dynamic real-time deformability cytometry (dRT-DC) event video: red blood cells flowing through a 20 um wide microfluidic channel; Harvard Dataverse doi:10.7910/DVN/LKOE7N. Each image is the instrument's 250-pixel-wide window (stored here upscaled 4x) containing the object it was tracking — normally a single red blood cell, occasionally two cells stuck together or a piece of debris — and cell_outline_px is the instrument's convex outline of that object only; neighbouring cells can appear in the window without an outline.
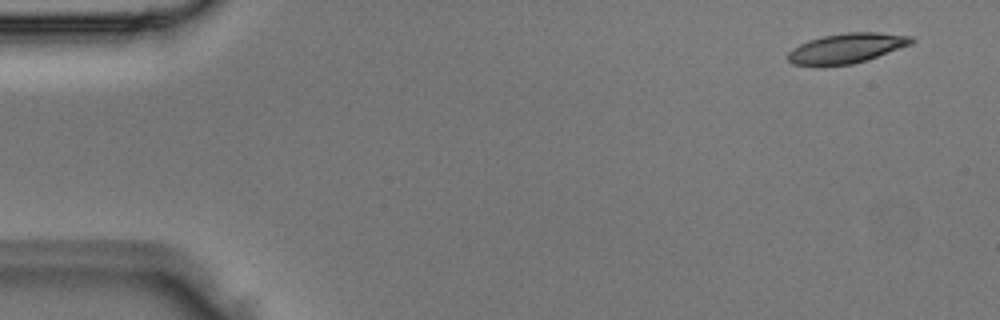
{"species": "Egyptian fruit bat (a non-hibernating species)", "species_latin": "Rousettus aegyptiacus", "temperature_condition": "room temperature", "stored_images_in_passage": 5, "camera_frame_rate_fps": 3000, "um_per_image_px": 0.085, "animal": {"sex": "male"}, "frame": {"image": 1, "passage_image": 1, "time_ms": 0.0, "image_size_px": [1000, 320], "cell_outline_px": [[916, 40], [912, 44], [868, 60], [852, 64], [824, 68], [792, 64], [788, 60], [788, 52], [792, 48], [808, 40], [824, 36], [848, 32], [880, 32], [912, 36]], "centroid_in_image_um": [71.95, 4.13], "position_along_channel_um": 13.1, "area_um2": 22.14}}
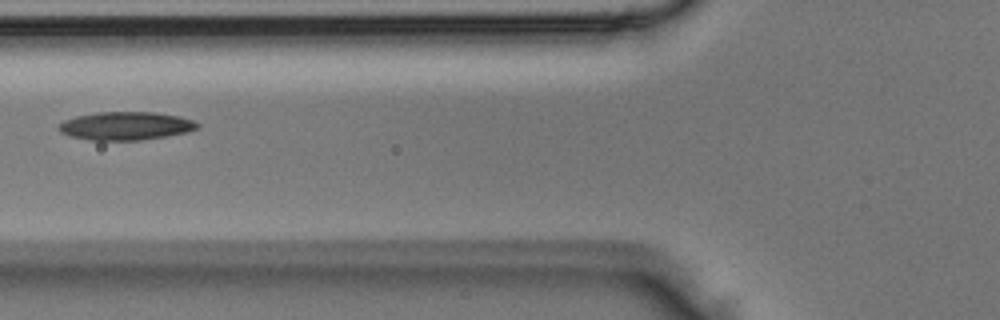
{"frame": {"image": 2, "passage_image": 5, "time_ms": 1.333, "image_size_px": [1000, 320], "cell_outline_px": [[200, 128], [188, 132], [140, 140], [88, 140], [72, 136], [60, 132], [56, 128], [64, 120], [76, 116], [96, 112], [156, 112], [180, 116], [192, 120], [200, 124]], "centroid_in_image_um": [10.7, 10.69], "position_along_channel_um": 115.1, "area_um2": 22.89}}